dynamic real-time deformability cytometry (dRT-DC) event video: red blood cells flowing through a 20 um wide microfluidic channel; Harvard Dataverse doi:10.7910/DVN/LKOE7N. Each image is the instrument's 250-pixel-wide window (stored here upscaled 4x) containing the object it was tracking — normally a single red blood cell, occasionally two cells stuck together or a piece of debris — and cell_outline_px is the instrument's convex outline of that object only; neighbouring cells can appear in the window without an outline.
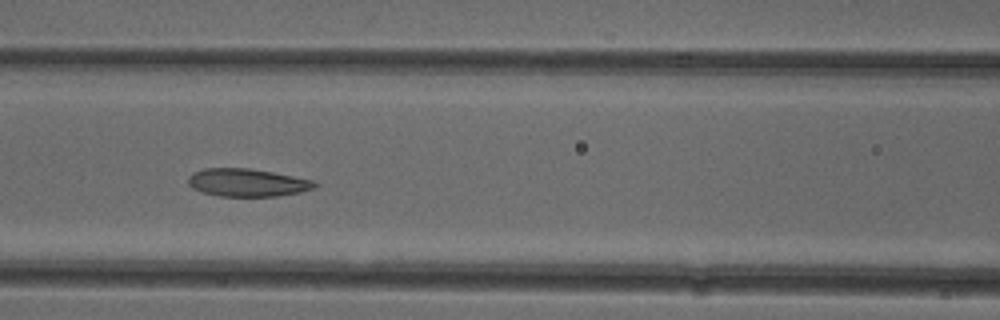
{"species": "common noctule bat (a hibernating species)", "species_latin": "Nyctalus noctula", "temperature_condition": "cold", "stored_images_in_passage": 32, "camera_frame_rate_fps": 3000, "um_per_image_px": 0.085, "animal": {"sex": "female"}, "frame": {"image": 1, "passage_image": 8, "time_ms": 2.333, "image_size_px": [1000, 320], "cell_outline_px": [[320, 184], [316, 188], [300, 192], [276, 196], [220, 196], [200, 192], [192, 188], [188, 184], [188, 176], [192, 172], [204, 168], [248, 168], [272, 172], [316, 180]], "centroid_in_image_um": [21.03, 15.52], "position_along_channel_um": 145.6, "area_um2": 20.81}}
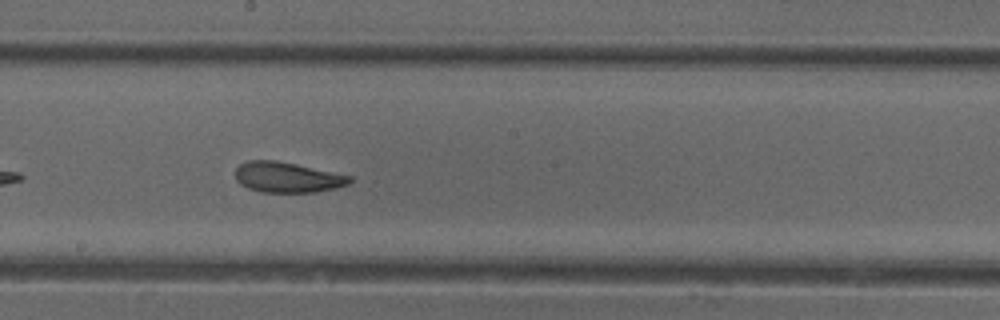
{"frame": {"image": 2, "passage_image": 14, "time_ms": 4.333, "image_size_px": [1000, 320], "cell_outline_px": [[352, 180], [348, 184], [336, 188], [316, 192], [260, 192], [248, 188], [240, 184], [236, 180], [236, 168], [240, 164], [248, 160], [276, 160], [296, 164], [352, 176]], "centroid_in_image_um": [24.41, 15.07], "position_along_channel_um": 223.8, "area_um2": 20.29}}
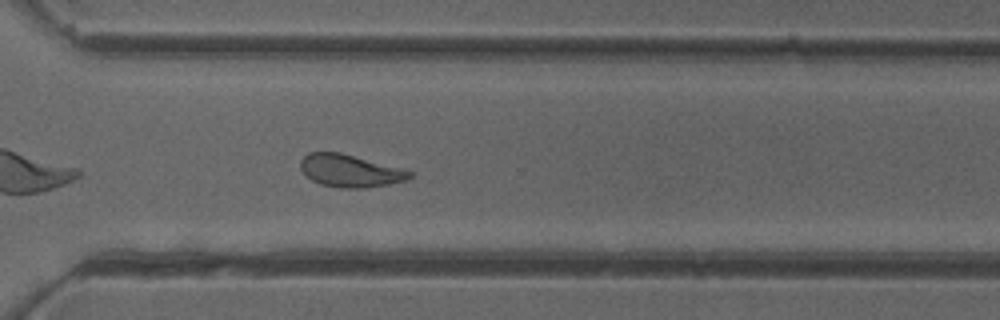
{"frame": {"image": 3, "passage_image": 23, "time_ms": 7.333, "image_size_px": [1000, 320], "cell_outline_px": [[412, 176], [404, 180], [388, 184], [364, 188], [340, 188], [320, 184], [312, 180], [300, 168], [300, 160], [308, 152], [340, 152], [400, 168], [412, 172]], "centroid_in_image_um": [29.71, 14.51], "position_along_channel_um": 340.9, "area_um2": 20.4}, "authors_computed_cell_mechanics": {"area_um2": 20.7502, "velocity_mm_per_s": 3.9218, "shape_relaxation_time_tau1_ms": 8.0183, "shape_relaxation_time_tau2_ms": 2.2736, "deformation_change_tau1": 0.1825, "deformation_change_tau2": 0.096}}